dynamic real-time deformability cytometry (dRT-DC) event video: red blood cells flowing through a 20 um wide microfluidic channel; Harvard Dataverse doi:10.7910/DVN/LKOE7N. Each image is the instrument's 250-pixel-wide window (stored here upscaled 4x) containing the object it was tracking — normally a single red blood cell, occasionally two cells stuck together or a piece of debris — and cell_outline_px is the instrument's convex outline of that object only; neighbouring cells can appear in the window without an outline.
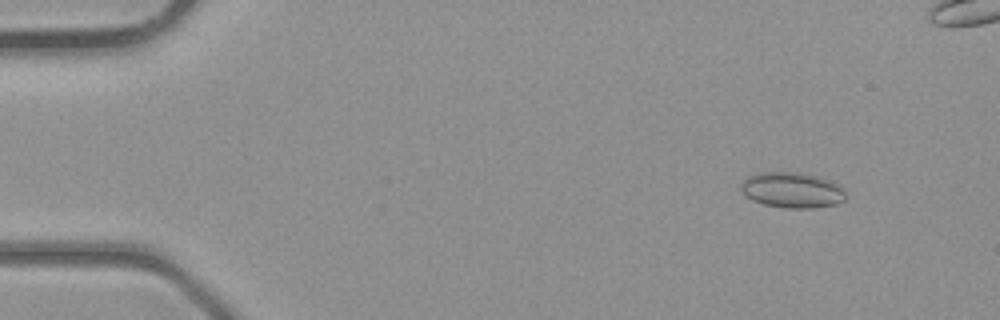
{"species": "common noctule bat (a hibernating species)", "species_latin": "Nyctalus noctula", "temperature_condition": "room temperature", "stored_images_in_passage": 5, "camera_frame_rate_fps": 3000, "um_per_image_px": 0.085, "animal": {"sex": "male", "body_mass_g": 23.1, "forearm_length_mm": 52.7}, "frame": {"image": 1, "passage_image": 1, "time_ms": 0.0, "image_size_px": [1000, 320], "cell_outline_px": [[848, 196], [844, 200], [836, 204], [816, 208], [784, 208], [764, 204], [752, 200], [740, 188], [740, 184], [748, 176], [756, 172], [800, 172], [816, 176], [840, 184], [848, 192]], "centroid_in_image_um": [67.38, 16.15], "position_along_channel_um": 17.6, "area_um2": 22.02}}